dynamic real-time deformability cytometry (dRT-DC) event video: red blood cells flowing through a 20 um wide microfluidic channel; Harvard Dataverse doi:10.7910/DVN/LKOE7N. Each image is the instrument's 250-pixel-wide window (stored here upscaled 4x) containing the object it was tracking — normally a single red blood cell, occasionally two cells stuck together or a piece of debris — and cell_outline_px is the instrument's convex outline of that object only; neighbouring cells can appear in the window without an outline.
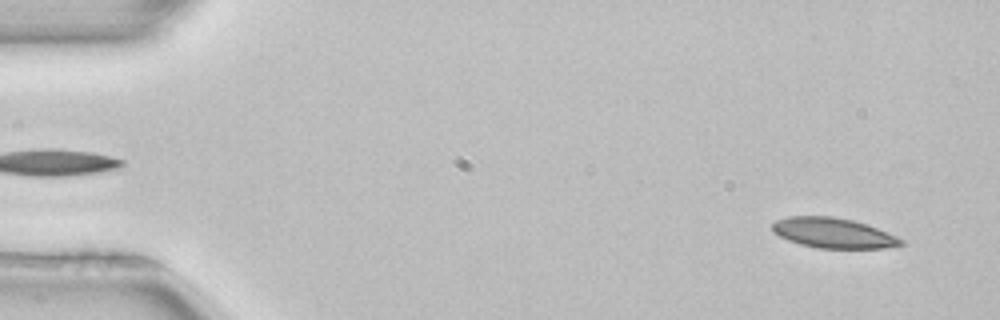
{"species": "common noctule bat (a hibernating species)", "species_latin": "Nyctalus noctula", "temperature_condition": "room temperature", "stored_images_in_passage": 50, "camera_frame_rate_fps": 3000, "um_per_image_px": 0.085, "animal": {"sex": "female", "body_mass_g": 22.7, "forearm_length_mm": 54.2}, "frame": {"image": 1, "passage_image": 2, "time_ms": 0.333, "image_size_px": [1000, 320], "cell_outline_px": [[908, 244], [884, 248], [820, 248], [800, 244], [788, 240], [772, 232], [772, 224], [776, 220], [788, 216], [832, 216], [852, 220], [868, 224], [896, 236], [904, 240]], "centroid_in_image_um": [70.85, 19.8], "position_along_channel_um": 14.2, "area_um2": 22.72}}
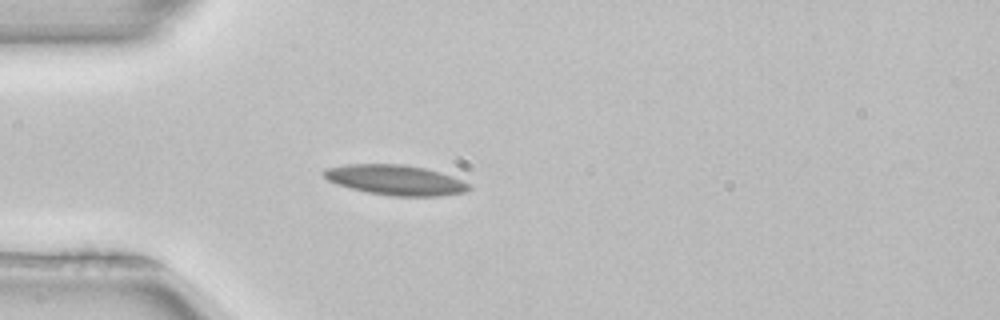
{"frame": {"image": 2, "passage_image": 13, "time_ms": 4.0, "image_size_px": [1000, 320], "cell_outline_px": [[472, 188], [468, 192], [440, 196], [392, 196], [368, 192], [336, 184], [328, 180], [320, 172], [324, 168], [344, 164], [404, 164], [424, 168], [440, 172], [452, 176], [472, 184]], "centroid_in_image_um": [33.63, 15.29], "position_along_channel_um": 51.4, "area_um2": 25.78}, "authors_computed_cell_mechanics": {"area_um2": 23.0044, "velocity_mm_per_s": 3.9628, "shape_relaxation_time_tau1_ms": null, "shape_relaxation_time_tau2_ms": 8.8478, "deformation_change_tau1": null, "deformation_change_tau2": 0.1538}}